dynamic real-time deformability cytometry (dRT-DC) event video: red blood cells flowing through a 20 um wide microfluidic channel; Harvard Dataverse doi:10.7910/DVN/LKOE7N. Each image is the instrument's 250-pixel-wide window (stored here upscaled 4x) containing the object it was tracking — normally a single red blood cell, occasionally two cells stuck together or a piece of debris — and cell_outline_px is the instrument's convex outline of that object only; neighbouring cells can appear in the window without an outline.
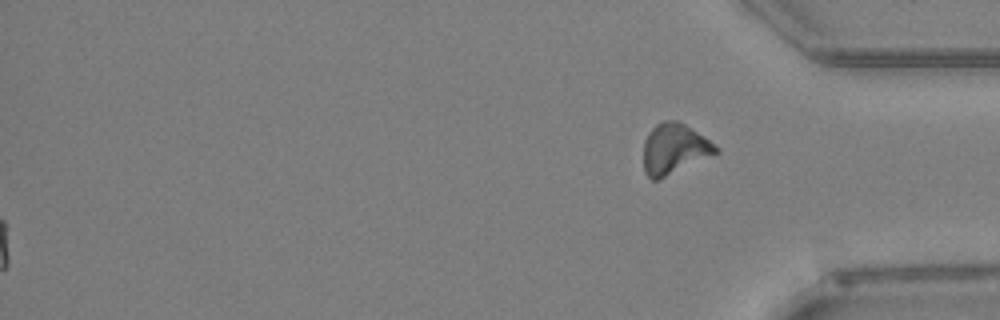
{"species": "Egyptian fruit bat (a non-hibernating species)", "species_latin": "Rousettus aegyptiacus", "temperature_condition": "warm", "stored_images_in_passage": 43, "segment_of_instrument_passage": [2, 2], "camera_frame_rate_fps": 3000, "um_per_image_px": 0.085, "animal": {"sex": "female"}, "frame": {"image": 1, "passage_image": 43, "time_ms": 14.0, "image_size_px": [1000, 320], "cell_outline_px": [[720, 152], [660, 180], [652, 180], [644, 172], [644, 140], [648, 132], [656, 124], [664, 120], [676, 120], [684, 124], [720, 148]], "centroid_in_image_um": [57.3, 12.68], "position_along_channel_um": 377.9, "area_um2": 21.33}}